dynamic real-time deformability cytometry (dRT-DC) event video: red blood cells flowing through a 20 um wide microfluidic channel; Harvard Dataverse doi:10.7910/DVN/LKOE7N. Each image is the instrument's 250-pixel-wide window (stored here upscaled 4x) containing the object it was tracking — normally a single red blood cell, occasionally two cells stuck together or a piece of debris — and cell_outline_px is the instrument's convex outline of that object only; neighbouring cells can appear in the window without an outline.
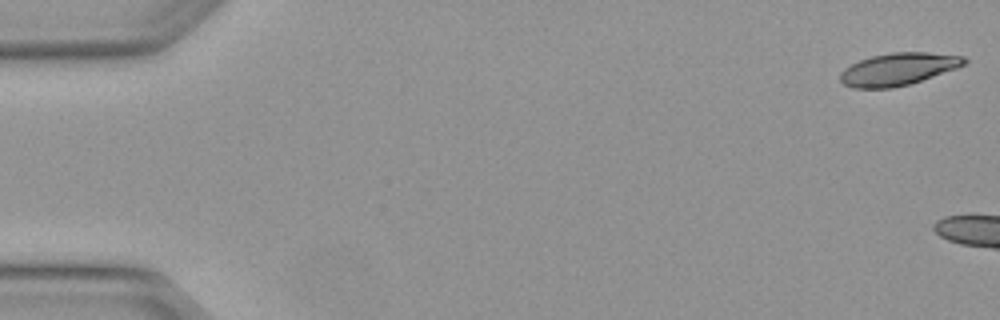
{"species": "Egyptian fruit bat (a non-hibernating species)", "species_latin": "Rousettus aegyptiacus", "temperature_condition": "warm", "stored_images_in_passage": 3, "camera_frame_rate_fps": 3000, "um_per_image_px": 0.085, "animal": {"sex": "female"}, "frame": {"image": 1, "passage_image": 1, "time_ms": 0.0, "image_size_px": [1000, 320], "cell_outline_px": [[968, 60], [964, 64], [956, 68], [908, 84], [892, 88], [852, 88], [844, 84], [840, 80], [840, 72], [844, 68], [860, 60], [872, 56], [892, 52], [928, 52], [964, 56]], "centroid_in_image_um": [76.32, 5.87], "position_along_channel_um": 8.7, "area_um2": 23.18}}